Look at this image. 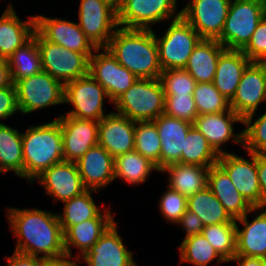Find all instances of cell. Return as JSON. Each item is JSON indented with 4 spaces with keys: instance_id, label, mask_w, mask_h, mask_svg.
<instances>
[{
    "instance_id": "24",
    "label": "cell",
    "mask_w": 266,
    "mask_h": 266,
    "mask_svg": "<svg viewBox=\"0 0 266 266\" xmlns=\"http://www.w3.org/2000/svg\"><path fill=\"white\" fill-rule=\"evenodd\" d=\"M16 12L11 1L0 15V58L3 59L27 43L36 31L35 15H28L23 21Z\"/></svg>"
},
{
    "instance_id": "54",
    "label": "cell",
    "mask_w": 266,
    "mask_h": 266,
    "mask_svg": "<svg viewBox=\"0 0 266 266\" xmlns=\"http://www.w3.org/2000/svg\"><path fill=\"white\" fill-rule=\"evenodd\" d=\"M42 266H58V261H46Z\"/></svg>"
},
{
    "instance_id": "9",
    "label": "cell",
    "mask_w": 266,
    "mask_h": 266,
    "mask_svg": "<svg viewBox=\"0 0 266 266\" xmlns=\"http://www.w3.org/2000/svg\"><path fill=\"white\" fill-rule=\"evenodd\" d=\"M105 102L113 104L103 86L90 74L64 84V104L72 107L63 113L65 116L99 122L110 113H105Z\"/></svg>"
},
{
    "instance_id": "44",
    "label": "cell",
    "mask_w": 266,
    "mask_h": 266,
    "mask_svg": "<svg viewBox=\"0 0 266 266\" xmlns=\"http://www.w3.org/2000/svg\"><path fill=\"white\" fill-rule=\"evenodd\" d=\"M164 114L193 124L198 116L193 95H165Z\"/></svg>"
},
{
    "instance_id": "6",
    "label": "cell",
    "mask_w": 266,
    "mask_h": 266,
    "mask_svg": "<svg viewBox=\"0 0 266 266\" xmlns=\"http://www.w3.org/2000/svg\"><path fill=\"white\" fill-rule=\"evenodd\" d=\"M266 14V0H231L221 36L226 49L242 50Z\"/></svg>"
},
{
    "instance_id": "37",
    "label": "cell",
    "mask_w": 266,
    "mask_h": 266,
    "mask_svg": "<svg viewBox=\"0 0 266 266\" xmlns=\"http://www.w3.org/2000/svg\"><path fill=\"white\" fill-rule=\"evenodd\" d=\"M218 158L207 139L192 125L184 140L181 163L211 167L217 164Z\"/></svg>"
},
{
    "instance_id": "52",
    "label": "cell",
    "mask_w": 266,
    "mask_h": 266,
    "mask_svg": "<svg viewBox=\"0 0 266 266\" xmlns=\"http://www.w3.org/2000/svg\"><path fill=\"white\" fill-rule=\"evenodd\" d=\"M81 264L83 265V262L80 259L65 258L58 260V266H81Z\"/></svg>"
},
{
    "instance_id": "45",
    "label": "cell",
    "mask_w": 266,
    "mask_h": 266,
    "mask_svg": "<svg viewBox=\"0 0 266 266\" xmlns=\"http://www.w3.org/2000/svg\"><path fill=\"white\" fill-rule=\"evenodd\" d=\"M241 51L251 62H258L266 57V14L258 23L250 41Z\"/></svg>"
},
{
    "instance_id": "16",
    "label": "cell",
    "mask_w": 266,
    "mask_h": 266,
    "mask_svg": "<svg viewBox=\"0 0 266 266\" xmlns=\"http://www.w3.org/2000/svg\"><path fill=\"white\" fill-rule=\"evenodd\" d=\"M35 21L36 31L49 42L84 53L88 58L97 49L77 22L59 17L52 18L43 14H36Z\"/></svg>"
},
{
    "instance_id": "23",
    "label": "cell",
    "mask_w": 266,
    "mask_h": 266,
    "mask_svg": "<svg viewBox=\"0 0 266 266\" xmlns=\"http://www.w3.org/2000/svg\"><path fill=\"white\" fill-rule=\"evenodd\" d=\"M76 164L87 190L101 192L115 181L114 157L99 144L91 147Z\"/></svg>"
},
{
    "instance_id": "39",
    "label": "cell",
    "mask_w": 266,
    "mask_h": 266,
    "mask_svg": "<svg viewBox=\"0 0 266 266\" xmlns=\"http://www.w3.org/2000/svg\"><path fill=\"white\" fill-rule=\"evenodd\" d=\"M202 234L227 263H229V261L235 256V223H223L205 226L202 230Z\"/></svg>"
},
{
    "instance_id": "43",
    "label": "cell",
    "mask_w": 266,
    "mask_h": 266,
    "mask_svg": "<svg viewBox=\"0 0 266 266\" xmlns=\"http://www.w3.org/2000/svg\"><path fill=\"white\" fill-rule=\"evenodd\" d=\"M158 201L159 213L166 223L176 224L187 210V198L168 186Z\"/></svg>"
},
{
    "instance_id": "7",
    "label": "cell",
    "mask_w": 266,
    "mask_h": 266,
    "mask_svg": "<svg viewBox=\"0 0 266 266\" xmlns=\"http://www.w3.org/2000/svg\"><path fill=\"white\" fill-rule=\"evenodd\" d=\"M178 4V0H119L118 26L152 30V27L158 26L157 24L161 25L164 21L180 17L181 10Z\"/></svg>"
},
{
    "instance_id": "1",
    "label": "cell",
    "mask_w": 266,
    "mask_h": 266,
    "mask_svg": "<svg viewBox=\"0 0 266 266\" xmlns=\"http://www.w3.org/2000/svg\"><path fill=\"white\" fill-rule=\"evenodd\" d=\"M10 232L15 237V251L40 257L45 261L66 258L64 235L57 213L40 208L5 209Z\"/></svg>"
},
{
    "instance_id": "22",
    "label": "cell",
    "mask_w": 266,
    "mask_h": 266,
    "mask_svg": "<svg viewBox=\"0 0 266 266\" xmlns=\"http://www.w3.org/2000/svg\"><path fill=\"white\" fill-rule=\"evenodd\" d=\"M136 122L110 111L98 122V144L114 158L134 150Z\"/></svg>"
},
{
    "instance_id": "2",
    "label": "cell",
    "mask_w": 266,
    "mask_h": 266,
    "mask_svg": "<svg viewBox=\"0 0 266 266\" xmlns=\"http://www.w3.org/2000/svg\"><path fill=\"white\" fill-rule=\"evenodd\" d=\"M138 79H158L162 72L154 29L118 27L106 47Z\"/></svg>"
},
{
    "instance_id": "42",
    "label": "cell",
    "mask_w": 266,
    "mask_h": 266,
    "mask_svg": "<svg viewBox=\"0 0 266 266\" xmlns=\"http://www.w3.org/2000/svg\"><path fill=\"white\" fill-rule=\"evenodd\" d=\"M159 79L165 95H193L197 84L184 68L162 70Z\"/></svg>"
},
{
    "instance_id": "30",
    "label": "cell",
    "mask_w": 266,
    "mask_h": 266,
    "mask_svg": "<svg viewBox=\"0 0 266 266\" xmlns=\"http://www.w3.org/2000/svg\"><path fill=\"white\" fill-rule=\"evenodd\" d=\"M225 49L216 39H201L195 46L184 69L197 83L213 82L218 59Z\"/></svg>"
},
{
    "instance_id": "31",
    "label": "cell",
    "mask_w": 266,
    "mask_h": 266,
    "mask_svg": "<svg viewBox=\"0 0 266 266\" xmlns=\"http://www.w3.org/2000/svg\"><path fill=\"white\" fill-rule=\"evenodd\" d=\"M209 168L194 164L173 163L161 169L160 173H168L167 186L170 189L189 198L208 185Z\"/></svg>"
},
{
    "instance_id": "49",
    "label": "cell",
    "mask_w": 266,
    "mask_h": 266,
    "mask_svg": "<svg viewBox=\"0 0 266 266\" xmlns=\"http://www.w3.org/2000/svg\"><path fill=\"white\" fill-rule=\"evenodd\" d=\"M257 173L261 189V207L266 208V154H257Z\"/></svg>"
},
{
    "instance_id": "29",
    "label": "cell",
    "mask_w": 266,
    "mask_h": 266,
    "mask_svg": "<svg viewBox=\"0 0 266 266\" xmlns=\"http://www.w3.org/2000/svg\"><path fill=\"white\" fill-rule=\"evenodd\" d=\"M207 186L234 220L243 217L253 208L218 164L209 168Z\"/></svg>"
},
{
    "instance_id": "48",
    "label": "cell",
    "mask_w": 266,
    "mask_h": 266,
    "mask_svg": "<svg viewBox=\"0 0 266 266\" xmlns=\"http://www.w3.org/2000/svg\"><path fill=\"white\" fill-rule=\"evenodd\" d=\"M4 257L6 261L5 266H42L46 262L40 257L21 253L15 250L12 256L7 255Z\"/></svg>"
},
{
    "instance_id": "27",
    "label": "cell",
    "mask_w": 266,
    "mask_h": 266,
    "mask_svg": "<svg viewBox=\"0 0 266 266\" xmlns=\"http://www.w3.org/2000/svg\"><path fill=\"white\" fill-rule=\"evenodd\" d=\"M93 193L99 191L86 190L81 195L63 202V211L57 213L63 233L70 226L92 218H115L110 205L105 207L106 202L103 201L101 206L96 204Z\"/></svg>"
},
{
    "instance_id": "28",
    "label": "cell",
    "mask_w": 266,
    "mask_h": 266,
    "mask_svg": "<svg viewBox=\"0 0 266 266\" xmlns=\"http://www.w3.org/2000/svg\"><path fill=\"white\" fill-rule=\"evenodd\" d=\"M250 63L241 50L225 49L220 54L213 84L227 100L235 96L242 74Z\"/></svg>"
},
{
    "instance_id": "11",
    "label": "cell",
    "mask_w": 266,
    "mask_h": 266,
    "mask_svg": "<svg viewBox=\"0 0 266 266\" xmlns=\"http://www.w3.org/2000/svg\"><path fill=\"white\" fill-rule=\"evenodd\" d=\"M77 23L96 48H106L119 27L112 0H80Z\"/></svg>"
},
{
    "instance_id": "35",
    "label": "cell",
    "mask_w": 266,
    "mask_h": 266,
    "mask_svg": "<svg viewBox=\"0 0 266 266\" xmlns=\"http://www.w3.org/2000/svg\"><path fill=\"white\" fill-rule=\"evenodd\" d=\"M178 253L179 265L185 262L193 266H208L214 260L217 262L213 265L227 263L202 233L182 239L178 246Z\"/></svg>"
},
{
    "instance_id": "15",
    "label": "cell",
    "mask_w": 266,
    "mask_h": 266,
    "mask_svg": "<svg viewBox=\"0 0 266 266\" xmlns=\"http://www.w3.org/2000/svg\"><path fill=\"white\" fill-rule=\"evenodd\" d=\"M235 124L243 125L244 120L232 109L220 113L198 115L193 122V126L207 139L218 155L228 153L223 146L230 142L243 148V130L235 133Z\"/></svg>"
},
{
    "instance_id": "55",
    "label": "cell",
    "mask_w": 266,
    "mask_h": 266,
    "mask_svg": "<svg viewBox=\"0 0 266 266\" xmlns=\"http://www.w3.org/2000/svg\"><path fill=\"white\" fill-rule=\"evenodd\" d=\"M112 1H114L116 4H118V2H119V0H112Z\"/></svg>"
},
{
    "instance_id": "4",
    "label": "cell",
    "mask_w": 266,
    "mask_h": 266,
    "mask_svg": "<svg viewBox=\"0 0 266 266\" xmlns=\"http://www.w3.org/2000/svg\"><path fill=\"white\" fill-rule=\"evenodd\" d=\"M165 93L160 79L139 78L114 102V111L132 121H154L164 114Z\"/></svg>"
},
{
    "instance_id": "41",
    "label": "cell",
    "mask_w": 266,
    "mask_h": 266,
    "mask_svg": "<svg viewBox=\"0 0 266 266\" xmlns=\"http://www.w3.org/2000/svg\"><path fill=\"white\" fill-rule=\"evenodd\" d=\"M193 98L198 115L230 110V101L215 88L213 82L197 83L193 92Z\"/></svg>"
},
{
    "instance_id": "21",
    "label": "cell",
    "mask_w": 266,
    "mask_h": 266,
    "mask_svg": "<svg viewBox=\"0 0 266 266\" xmlns=\"http://www.w3.org/2000/svg\"><path fill=\"white\" fill-rule=\"evenodd\" d=\"M250 214L255 215V218L251 217L252 220H249ZM235 224V255L264 258L266 256V208L253 207L243 217L236 219Z\"/></svg>"
},
{
    "instance_id": "38",
    "label": "cell",
    "mask_w": 266,
    "mask_h": 266,
    "mask_svg": "<svg viewBox=\"0 0 266 266\" xmlns=\"http://www.w3.org/2000/svg\"><path fill=\"white\" fill-rule=\"evenodd\" d=\"M134 150L154 163L160 170L161 140L154 121H137Z\"/></svg>"
},
{
    "instance_id": "20",
    "label": "cell",
    "mask_w": 266,
    "mask_h": 266,
    "mask_svg": "<svg viewBox=\"0 0 266 266\" xmlns=\"http://www.w3.org/2000/svg\"><path fill=\"white\" fill-rule=\"evenodd\" d=\"M262 103H266L264 74L256 62H251L242 74L235 96L230 101V109L244 120L256 113Z\"/></svg>"
},
{
    "instance_id": "18",
    "label": "cell",
    "mask_w": 266,
    "mask_h": 266,
    "mask_svg": "<svg viewBox=\"0 0 266 266\" xmlns=\"http://www.w3.org/2000/svg\"><path fill=\"white\" fill-rule=\"evenodd\" d=\"M35 181L43 187L48 197L60 203L79 196L87 190L82 183L76 162L62 161L54 164L36 177L31 185L36 183Z\"/></svg>"
},
{
    "instance_id": "5",
    "label": "cell",
    "mask_w": 266,
    "mask_h": 266,
    "mask_svg": "<svg viewBox=\"0 0 266 266\" xmlns=\"http://www.w3.org/2000/svg\"><path fill=\"white\" fill-rule=\"evenodd\" d=\"M166 25L167 29L162 34L159 32L161 36H157L154 30L160 66L162 70L185 68L202 38L182 16L168 21Z\"/></svg>"
},
{
    "instance_id": "34",
    "label": "cell",
    "mask_w": 266,
    "mask_h": 266,
    "mask_svg": "<svg viewBox=\"0 0 266 266\" xmlns=\"http://www.w3.org/2000/svg\"><path fill=\"white\" fill-rule=\"evenodd\" d=\"M187 210L195 212L205 226L235 223L208 186L187 198Z\"/></svg>"
},
{
    "instance_id": "50",
    "label": "cell",
    "mask_w": 266,
    "mask_h": 266,
    "mask_svg": "<svg viewBox=\"0 0 266 266\" xmlns=\"http://www.w3.org/2000/svg\"><path fill=\"white\" fill-rule=\"evenodd\" d=\"M13 84L7 59L0 58V89Z\"/></svg>"
},
{
    "instance_id": "13",
    "label": "cell",
    "mask_w": 266,
    "mask_h": 266,
    "mask_svg": "<svg viewBox=\"0 0 266 266\" xmlns=\"http://www.w3.org/2000/svg\"><path fill=\"white\" fill-rule=\"evenodd\" d=\"M89 74L103 86L112 103L138 80L107 48H97L89 57Z\"/></svg>"
},
{
    "instance_id": "12",
    "label": "cell",
    "mask_w": 266,
    "mask_h": 266,
    "mask_svg": "<svg viewBox=\"0 0 266 266\" xmlns=\"http://www.w3.org/2000/svg\"><path fill=\"white\" fill-rule=\"evenodd\" d=\"M247 156L233 151L219 155L217 164L227 173L237 191L252 207H261V189L257 173V154ZM248 158V159H247Z\"/></svg>"
},
{
    "instance_id": "17",
    "label": "cell",
    "mask_w": 266,
    "mask_h": 266,
    "mask_svg": "<svg viewBox=\"0 0 266 266\" xmlns=\"http://www.w3.org/2000/svg\"><path fill=\"white\" fill-rule=\"evenodd\" d=\"M57 116L64 161L77 162L91 147L98 145V121L69 117L62 112Z\"/></svg>"
},
{
    "instance_id": "14",
    "label": "cell",
    "mask_w": 266,
    "mask_h": 266,
    "mask_svg": "<svg viewBox=\"0 0 266 266\" xmlns=\"http://www.w3.org/2000/svg\"><path fill=\"white\" fill-rule=\"evenodd\" d=\"M231 0H188L181 16L202 39H218L223 31Z\"/></svg>"
},
{
    "instance_id": "32",
    "label": "cell",
    "mask_w": 266,
    "mask_h": 266,
    "mask_svg": "<svg viewBox=\"0 0 266 266\" xmlns=\"http://www.w3.org/2000/svg\"><path fill=\"white\" fill-rule=\"evenodd\" d=\"M13 172L24 179L22 132L0 122V174Z\"/></svg>"
},
{
    "instance_id": "33",
    "label": "cell",
    "mask_w": 266,
    "mask_h": 266,
    "mask_svg": "<svg viewBox=\"0 0 266 266\" xmlns=\"http://www.w3.org/2000/svg\"><path fill=\"white\" fill-rule=\"evenodd\" d=\"M156 171L160 172L158 167L135 150L114 158L115 180H122L128 186L146 183L151 173Z\"/></svg>"
},
{
    "instance_id": "47",
    "label": "cell",
    "mask_w": 266,
    "mask_h": 266,
    "mask_svg": "<svg viewBox=\"0 0 266 266\" xmlns=\"http://www.w3.org/2000/svg\"><path fill=\"white\" fill-rule=\"evenodd\" d=\"M174 225L181 226L183 231H185V236L183 237V239L201 234L203 228L205 227L200 217L195 212L189 210H186V212Z\"/></svg>"
},
{
    "instance_id": "25",
    "label": "cell",
    "mask_w": 266,
    "mask_h": 266,
    "mask_svg": "<svg viewBox=\"0 0 266 266\" xmlns=\"http://www.w3.org/2000/svg\"><path fill=\"white\" fill-rule=\"evenodd\" d=\"M154 122L161 140L160 170L170 164L181 163L184 140L193 124L165 114Z\"/></svg>"
},
{
    "instance_id": "19",
    "label": "cell",
    "mask_w": 266,
    "mask_h": 266,
    "mask_svg": "<svg viewBox=\"0 0 266 266\" xmlns=\"http://www.w3.org/2000/svg\"><path fill=\"white\" fill-rule=\"evenodd\" d=\"M113 222L90 250L80 258L87 266H138Z\"/></svg>"
},
{
    "instance_id": "10",
    "label": "cell",
    "mask_w": 266,
    "mask_h": 266,
    "mask_svg": "<svg viewBox=\"0 0 266 266\" xmlns=\"http://www.w3.org/2000/svg\"><path fill=\"white\" fill-rule=\"evenodd\" d=\"M34 36L41 56L42 71L63 84L89 74V58L84 53L49 42L37 31Z\"/></svg>"
},
{
    "instance_id": "8",
    "label": "cell",
    "mask_w": 266,
    "mask_h": 266,
    "mask_svg": "<svg viewBox=\"0 0 266 266\" xmlns=\"http://www.w3.org/2000/svg\"><path fill=\"white\" fill-rule=\"evenodd\" d=\"M20 115H30L48 107L64 105V84L47 72L14 82ZM60 104V105H59Z\"/></svg>"
},
{
    "instance_id": "40",
    "label": "cell",
    "mask_w": 266,
    "mask_h": 266,
    "mask_svg": "<svg viewBox=\"0 0 266 266\" xmlns=\"http://www.w3.org/2000/svg\"><path fill=\"white\" fill-rule=\"evenodd\" d=\"M253 113L244 119L243 149L255 154H266V109ZM261 114V115H260Z\"/></svg>"
},
{
    "instance_id": "36",
    "label": "cell",
    "mask_w": 266,
    "mask_h": 266,
    "mask_svg": "<svg viewBox=\"0 0 266 266\" xmlns=\"http://www.w3.org/2000/svg\"><path fill=\"white\" fill-rule=\"evenodd\" d=\"M7 60L13 83L41 72V56L36 37L33 36L27 43L17 48Z\"/></svg>"
},
{
    "instance_id": "46",
    "label": "cell",
    "mask_w": 266,
    "mask_h": 266,
    "mask_svg": "<svg viewBox=\"0 0 266 266\" xmlns=\"http://www.w3.org/2000/svg\"><path fill=\"white\" fill-rule=\"evenodd\" d=\"M20 113L17 104V95L14 83L0 89V121L10 119L11 116Z\"/></svg>"
},
{
    "instance_id": "53",
    "label": "cell",
    "mask_w": 266,
    "mask_h": 266,
    "mask_svg": "<svg viewBox=\"0 0 266 266\" xmlns=\"http://www.w3.org/2000/svg\"><path fill=\"white\" fill-rule=\"evenodd\" d=\"M262 69L266 83V57L256 62Z\"/></svg>"
},
{
    "instance_id": "3",
    "label": "cell",
    "mask_w": 266,
    "mask_h": 266,
    "mask_svg": "<svg viewBox=\"0 0 266 266\" xmlns=\"http://www.w3.org/2000/svg\"><path fill=\"white\" fill-rule=\"evenodd\" d=\"M22 147L24 180L30 185L44 170L64 161L59 121L29 125L22 133Z\"/></svg>"
},
{
    "instance_id": "51",
    "label": "cell",
    "mask_w": 266,
    "mask_h": 266,
    "mask_svg": "<svg viewBox=\"0 0 266 266\" xmlns=\"http://www.w3.org/2000/svg\"><path fill=\"white\" fill-rule=\"evenodd\" d=\"M229 262H236V266H266L264 258L235 255Z\"/></svg>"
},
{
    "instance_id": "26",
    "label": "cell",
    "mask_w": 266,
    "mask_h": 266,
    "mask_svg": "<svg viewBox=\"0 0 266 266\" xmlns=\"http://www.w3.org/2000/svg\"><path fill=\"white\" fill-rule=\"evenodd\" d=\"M115 218H92L70 226L64 233L66 258L80 259L98 241ZM73 247L78 251L75 256Z\"/></svg>"
}]
</instances>
